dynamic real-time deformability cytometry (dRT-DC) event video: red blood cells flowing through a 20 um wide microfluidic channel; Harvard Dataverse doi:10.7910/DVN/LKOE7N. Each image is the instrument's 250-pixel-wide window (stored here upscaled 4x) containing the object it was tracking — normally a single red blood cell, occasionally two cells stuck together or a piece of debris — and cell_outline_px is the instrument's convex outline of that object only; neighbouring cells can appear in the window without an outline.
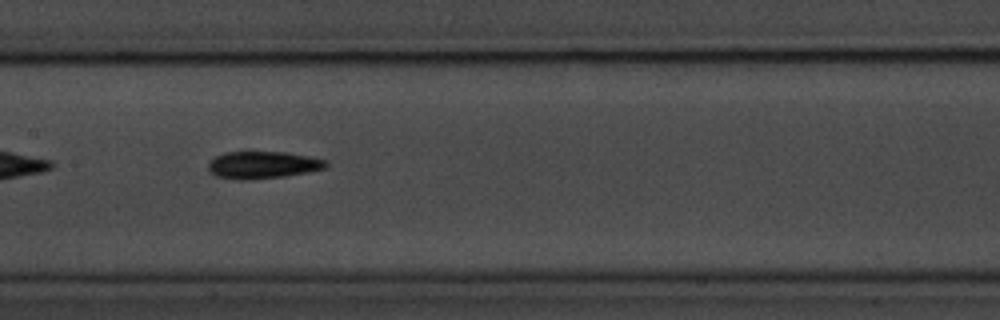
{"species": "common noctule bat (a hibernating species)", "species_latin": "Nyctalus noctula", "temperature_condition": "room temperature", "stored_images_in_passage": 40, "camera_frame_rate_fps": 3000, "um_per_image_px": 0.085, "animal": {"sex": "male", "body_mass_g": 20.1, "forearm_length_mm": 53.5}, "frame": {"image": 1, "passage_image": 12, "time_ms": 3.667, "image_size_px": [1000, 320], "cell_outline_px": [[328, 164], [324, 168], [308, 172], [284, 176], [248, 180], [240, 180], [216, 176], [208, 168], [208, 164], [216, 156], [224, 152], [288, 152], [328, 160]], "centroid_in_image_um": [22.36, 14.01], "position_along_channel_um": 185.0, "area_um2": 18.61}}
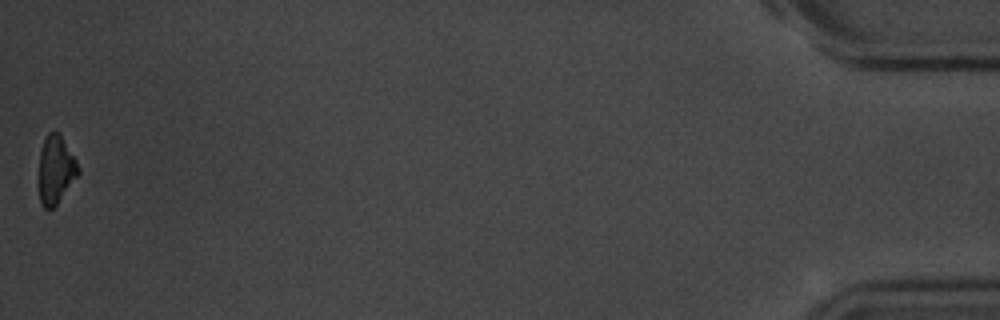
{"frame": {"image": 2, "passage_image": 40, "time_ms": 13.0, "image_size_px": [1000, 320], "cell_outline_px": [[80, 172], [56, 204], [52, 208], [44, 208], [40, 204], [40, 152], [44, 140], [48, 132], [60, 132], [76, 160], [80, 168]], "centroid_in_image_um": [4.75, 14.39], "position_along_channel_um": 430.4, "area_um2": 15.32}, "authors_computed_cell_mechanics": {"area_um2": 17.6868, "velocity_mm_per_s": 3.677, "shape_relaxation_time_tau1_ms": 3.9609, "shape_relaxation_time_tau2_ms": null, "deformation_change_tau1": 0.1343, "deformation_change_tau2": null}}